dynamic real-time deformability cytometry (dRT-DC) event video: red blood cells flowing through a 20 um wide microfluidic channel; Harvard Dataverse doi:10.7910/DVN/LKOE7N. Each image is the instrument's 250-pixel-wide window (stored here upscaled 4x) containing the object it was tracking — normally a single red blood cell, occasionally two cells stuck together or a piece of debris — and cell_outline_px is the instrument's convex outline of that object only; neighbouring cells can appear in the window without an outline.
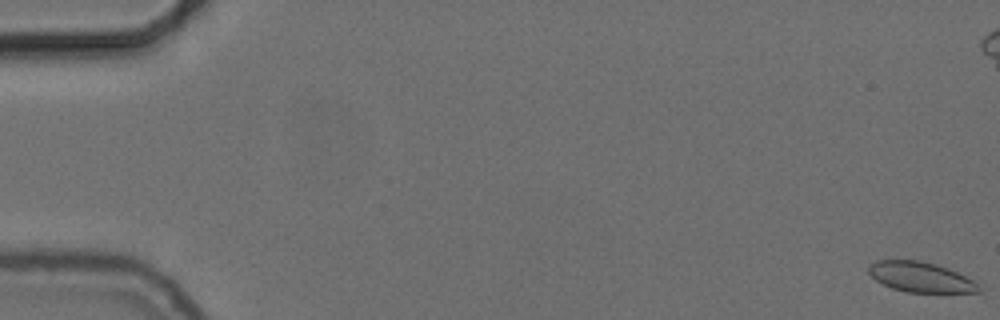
{"species": "common noctule bat (a hibernating species)", "species_latin": "Nyctalus noctula", "temperature_condition": "cold", "stored_images_in_passage": 57, "camera_frame_rate_fps": 3000, "um_per_image_px": 0.085, "animal": {"sex": "female", "body_mass_g": 24.6, "forearm_length_mm": 56.2}, "frame": {"image": 1, "passage_image": 1, "time_ms": 0.0, "image_size_px": [1000, 320], "cell_outline_px": [[980, 292], [908, 292], [892, 288], [876, 280], [868, 272], [868, 264], [876, 260], [920, 260], [936, 264], [948, 268], [972, 280], [980, 288]], "centroid_in_image_um": [78.2, 23.53], "position_along_channel_um": 6.8, "area_um2": 19.13}}
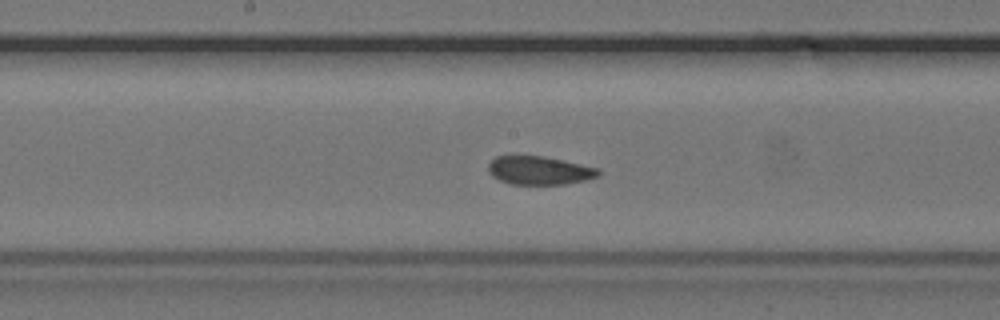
{"frame": {"image": 2, "passage_image": 30, "time_ms": 9.667, "image_size_px": [1000, 320], "cell_outline_px": [[600, 176], [584, 180], [564, 184], [512, 184], [500, 180], [492, 176], [488, 172], [488, 164], [496, 156], [544, 156], [564, 160], [600, 168]], "centroid_in_image_um": [45.86, 14.48], "position_along_channel_um": 202.3, "area_um2": 18.26}}
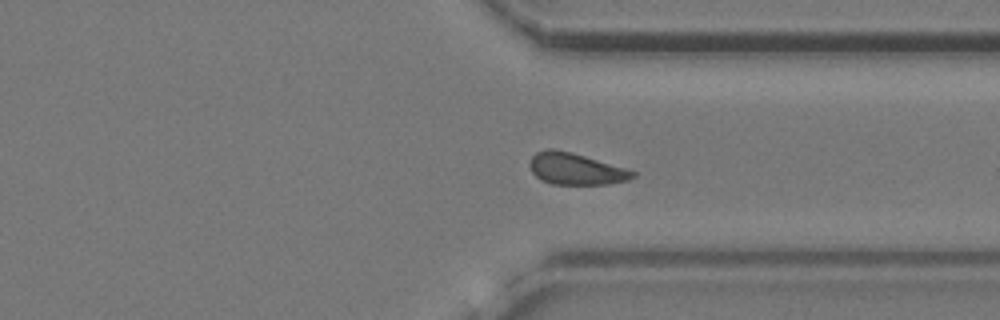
{"frame": {"image": 3, "passage_image": 43, "time_ms": 14.0, "image_size_px": [1000, 320], "cell_outline_px": [[636, 176], [628, 180], [608, 184], [552, 184], [540, 180], [532, 172], [528, 164], [532, 156], [536, 152], [548, 148], [552, 148], [572, 152], [628, 168], [636, 172]], "centroid_in_image_um": [48.94, 14.35], "position_along_channel_um": 362.5, "area_um2": 19.25}, "authors_computed_cell_mechanics": {"area_um2": 19.1896, "velocity_mm_per_s": 3.6983, "shape_relaxation_time_tau1_ms": null, "shape_relaxation_time_tau2_ms": 2.5399, "deformation_change_tau1": null, "deformation_change_tau2": 0.0559}}